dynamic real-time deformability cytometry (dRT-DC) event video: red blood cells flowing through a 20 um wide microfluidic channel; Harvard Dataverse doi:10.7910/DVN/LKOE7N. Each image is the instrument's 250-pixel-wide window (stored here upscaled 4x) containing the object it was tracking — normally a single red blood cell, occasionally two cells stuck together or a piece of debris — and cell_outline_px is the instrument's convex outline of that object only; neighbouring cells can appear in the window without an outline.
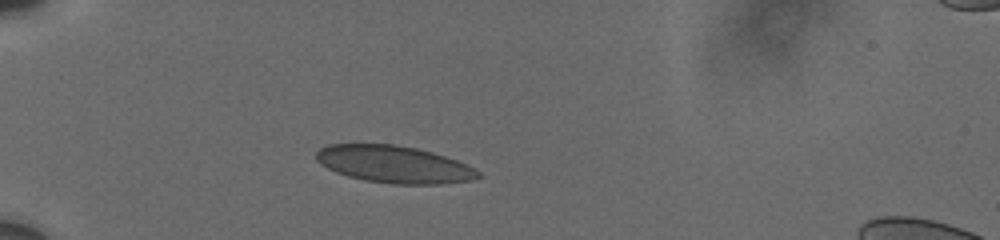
{"species": "human", "species_latin": "Homo sapiens", "temperature_condition": "cold", "stored_images_in_passage": 3, "camera_frame_rate_fps": 3000, "um_per_image_px": 0.085, "donor": {"sex": "male"}, "frame": {"image": 1, "passage_image": 1, "time_ms": 0.0, "image_size_px": [1000, 240], "cell_outline_px": [[484, 176], [472, 180], [440, 184], [392, 184], [364, 180], [348, 176], [336, 172], [320, 164], [316, 160], [316, 152], [320, 148], [328, 144], [396, 144], [416, 148], [432, 152], [468, 164], [480, 172]], "centroid_in_image_um": [33.51, 13.97], "position_along_channel_um": 51.5, "area_um2": 35.26}}
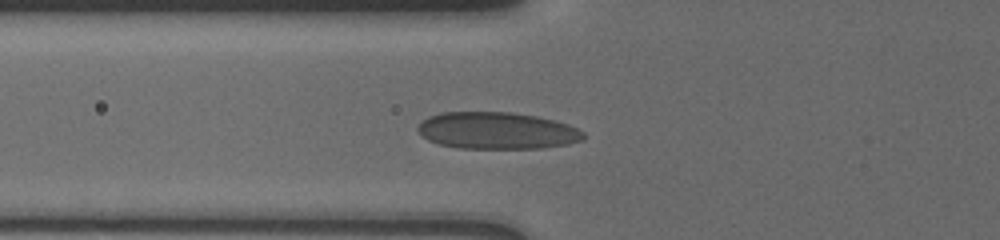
{"frame": {"image": 2, "passage_image": 3, "time_ms": 1.667, "image_size_px": [1000, 240], "cell_outline_px": [[584, 140], [568, 144], [544, 148], [460, 148], [440, 144], [428, 140], [416, 128], [428, 116], [440, 112], [512, 112], [536, 116], [556, 120], [568, 124], [584, 132]], "centroid_in_image_um": [42.28, 11.1], "position_along_channel_um": 83.5, "area_um2": 35.66}}